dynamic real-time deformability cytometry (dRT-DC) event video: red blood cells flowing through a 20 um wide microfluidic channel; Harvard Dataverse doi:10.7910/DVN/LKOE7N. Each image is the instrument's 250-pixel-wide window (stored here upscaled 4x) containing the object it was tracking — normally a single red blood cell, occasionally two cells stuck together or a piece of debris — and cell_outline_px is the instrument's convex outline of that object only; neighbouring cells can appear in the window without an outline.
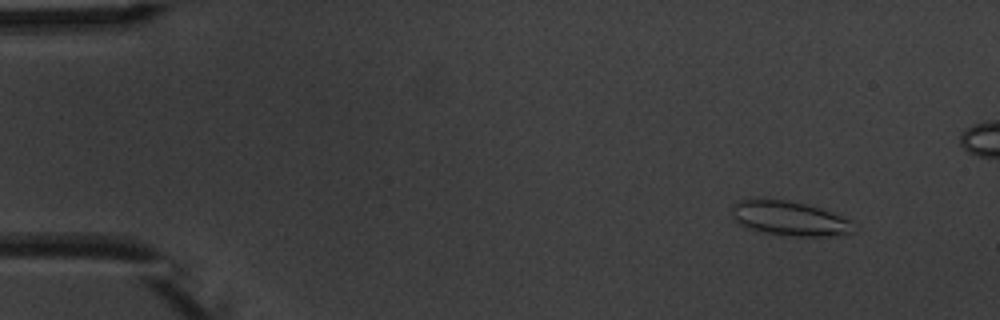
{"species": "common noctule bat (a hibernating species)", "species_latin": "Nyctalus noctula", "temperature_condition": "warm", "stored_images_in_passage": 5, "camera_frame_rate_fps": 3000, "um_per_image_px": 0.085, "animal": {"sex": "male", "body_mass_g": 20.1, "forearm_length_mm": 53.5}, "frame": {"image": 1, "passage_image": 1, "time_ms": 0.0, "image_size_px": [1000, 320], "cell_outline_px": [[856, 232], [836, 236], [792, 236], [756, 232], [740, 224], [732, 216], [732, 212], [736, 204], [740, 200], [764, 196], [788, 200], [820, 208], [832, 212], [852, 220]], "centroid_in_image_um": [67.12, 18.55], "position_along_channel_um": 17.9, "area_um2": 25.14}}